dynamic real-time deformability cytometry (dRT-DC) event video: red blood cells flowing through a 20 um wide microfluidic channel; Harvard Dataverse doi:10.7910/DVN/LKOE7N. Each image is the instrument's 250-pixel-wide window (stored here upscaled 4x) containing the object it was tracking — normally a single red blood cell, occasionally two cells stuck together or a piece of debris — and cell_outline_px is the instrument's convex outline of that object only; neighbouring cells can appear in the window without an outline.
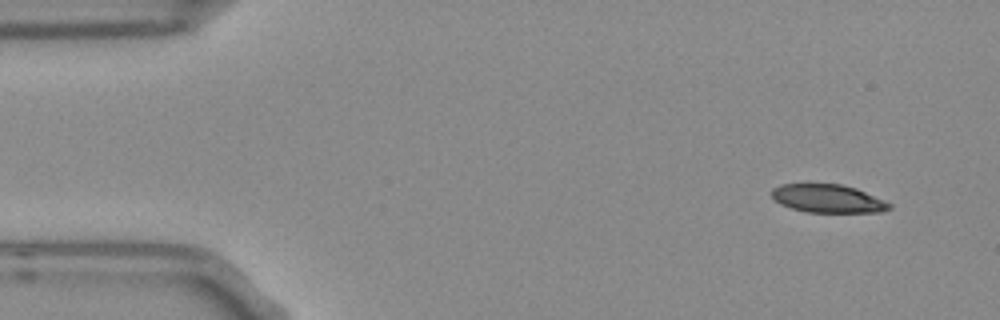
{"species": "Egyptian fruit bat (a non-hibernating species)", "species_latin": "Rousettus aegyptiacus", "temperature_condition": "room temperature", "stored_images_in_passage": 4, "camera_frame_rate_fps": 3000, "um_per_image_px": 0.085, "frame": {"image": 1, "passage_image": 1, "time_ms": 0.0, "image_size_px": [1000, 320], "cell_outline_px": [[892, 208], [880, 212], [808, 212], [792, 208], [780, 204], [772, 196], [772, 188], [780, 184], [840, 184], [856, 188], [884, 200], [892, 204]], "centroid_in_image_um": [70.38, 16.88], "position_along_channel_um": 14.6, "area_um2": 19.25}}
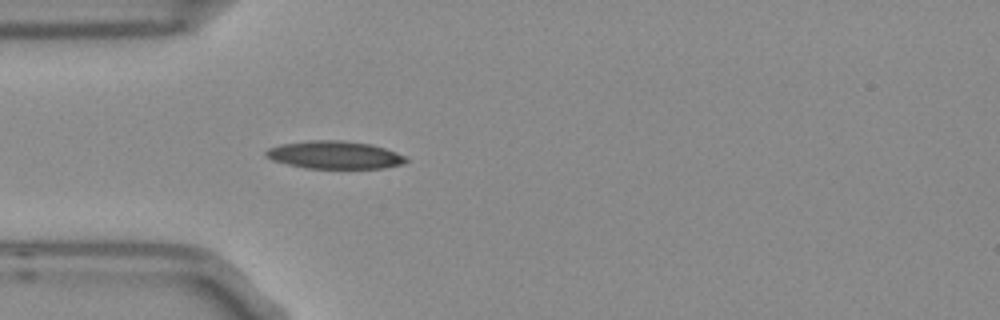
{"frame": {"image": 2, "passage_image": 4, "time_ms": 1.0, "image_size_px": [1000, 320], "cell_outline_px": [[408, 160], [404, 164], [384, 168], [304, 168], [272, 160], [264, 156], [264, 152], [268, 148], [280, 144], [308, 140], [340, 140], [372, 144], [408, 156]], "centroid_in_image_um": [28.45, 13.16], "position_along_channel_um": 56.6, "area_um2": 22.89}}